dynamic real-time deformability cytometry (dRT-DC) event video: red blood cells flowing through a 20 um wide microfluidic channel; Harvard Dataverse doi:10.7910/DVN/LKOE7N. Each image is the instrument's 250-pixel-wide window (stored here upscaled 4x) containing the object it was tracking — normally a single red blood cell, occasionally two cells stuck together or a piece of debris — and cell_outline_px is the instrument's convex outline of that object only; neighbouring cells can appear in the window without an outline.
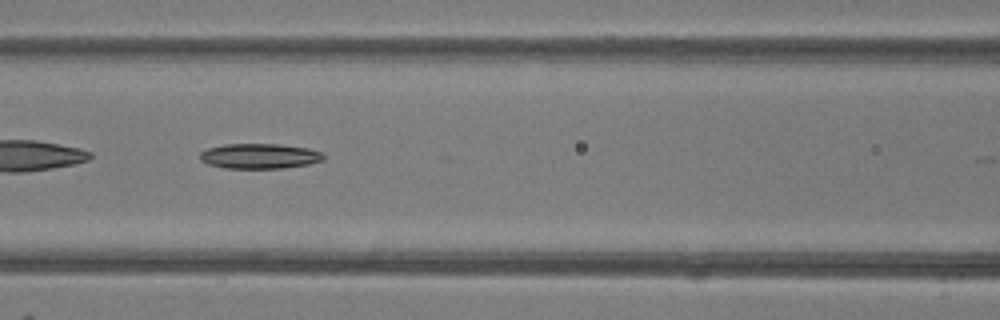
{"species": "common noctule bat (a hibernating species)", "species_latin": "Nyctalus noctula", "temperature_condition": "room temperature", "stored_images_in_passage": 30, "camera_frame_rate_fps": 3000, "um_per_image_px": 0.085, "animal": {"sex": "female"}, "frame": {"image": 1, "passage_image": 21, "time_ms": 6.667, "image_size_px": [1000, 320], "cell_outline_px": [[324, 160], [308, 164], [280, 168], [224, 168], [208, 164], [200, 160], [200, 152], [208, 148], [224, 144], [276, 144], [308, 148], [324, 152]], "centroid_in_image_um": [22.06, 13.26], "position_along_channel_um": 144.5, "area_um2": 18.09}}